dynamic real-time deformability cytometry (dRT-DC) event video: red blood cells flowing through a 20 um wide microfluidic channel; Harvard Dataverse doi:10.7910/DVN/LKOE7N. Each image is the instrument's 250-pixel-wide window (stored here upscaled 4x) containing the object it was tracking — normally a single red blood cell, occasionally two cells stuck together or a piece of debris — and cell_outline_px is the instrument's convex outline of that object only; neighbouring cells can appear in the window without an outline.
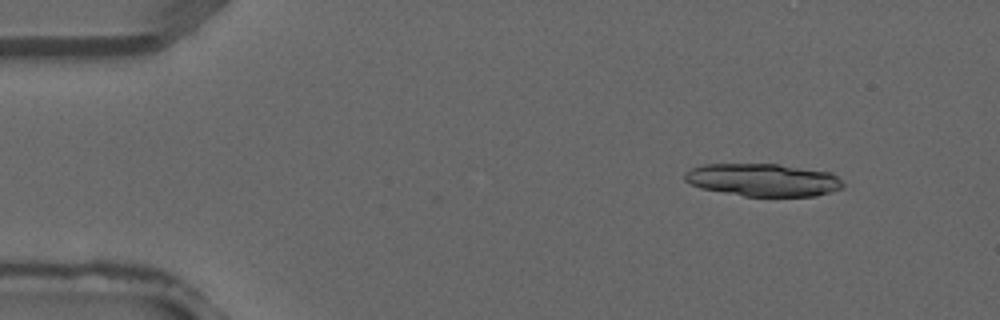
{"species": "common noctule bat (a hibernating species)", "species_latin": "Nyctalus noctula", "temperature_condition": "warm", "stored_images_in_passage": 4, "camera_frame_rate_fps": 3000, "um_per_image_px": 0.085, "animal": {"sex": "male", "forearm_length_mm": 52.5}, "frame": {"image": 1, "passage_image": 1, "time_ms": 0.0, "image_size_px": [1000, 320], "cell_outline_px": [[844, 188], [816, 196], [744, 196], [700, 188], [684, 180], [684, 172], [692, 168], [704, 164], [776, 164], [832, 172], [844, 180]], "centroid_in_image_um": [64.9, 15.29], "position_along_channel_um": 20.1, "area_um2": 30.35}}